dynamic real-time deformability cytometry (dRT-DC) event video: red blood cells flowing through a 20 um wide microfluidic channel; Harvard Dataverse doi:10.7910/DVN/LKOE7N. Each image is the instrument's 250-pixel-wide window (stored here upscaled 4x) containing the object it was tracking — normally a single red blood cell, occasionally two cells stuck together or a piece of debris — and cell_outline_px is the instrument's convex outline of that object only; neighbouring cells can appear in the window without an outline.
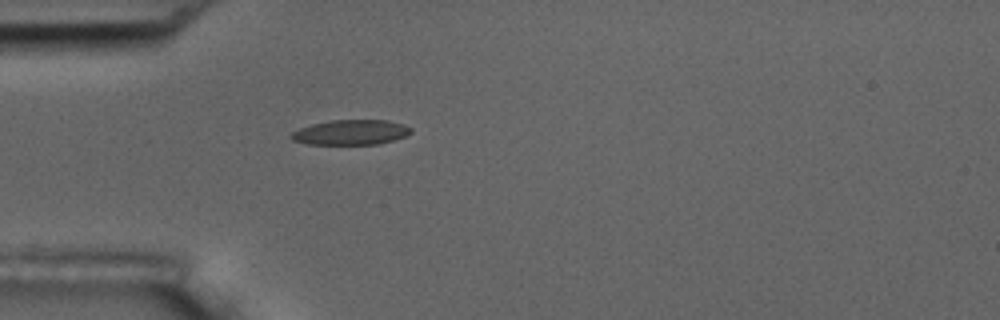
{"species": "common noctule bat (a hibernating species)", "species_latin": "Nyctalus noctula", "temperature_condition": "room temperature", "stored_images_in_passage": 1, "camera_frame_rate_fps": 3000, "um_per_image_px": 0.085, "animal": {"sex": "male", "body_mass_g": 17.5, "forearm_length_mm": 52.3}, "frame": {"image": 1, "passage_image": 1, "time_ms": 0.0, "image_size_px": [1000, 320], "cell_outline_px": [[412, 132], [404, 136], [380, 144], [308, 144], [292, 140], [288, 136], [292, 132], [300, 128], [312, 124], [332, 120], [388, 120], [404, 124], [412, 128]], "centroid_in_image_um": [29.82, 11.24], "position_along_channel_um": 55.2, "area_um2": 17.46}}